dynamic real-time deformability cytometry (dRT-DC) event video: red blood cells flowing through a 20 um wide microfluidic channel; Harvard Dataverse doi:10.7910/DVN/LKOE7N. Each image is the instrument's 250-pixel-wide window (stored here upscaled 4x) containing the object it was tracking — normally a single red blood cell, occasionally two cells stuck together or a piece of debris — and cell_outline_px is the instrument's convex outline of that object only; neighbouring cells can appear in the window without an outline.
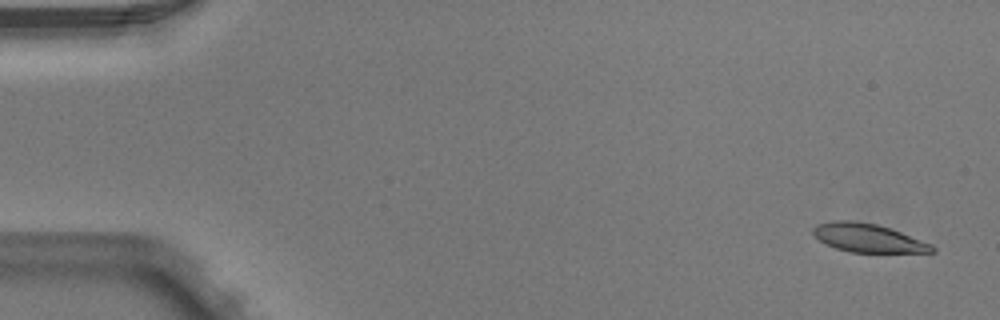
{"species": "Egyptian fruit bat (a non-hibernating species)", "species_latin": "Rousettus aegyptiacus", "temperature_condition": "warm", "stored_images_in_passage": 5, "camera_frame_rate_fps": 3000, "um_per_image_px": 0.085, "animal": {"sex": "male"}, "frame": {"image": 1, "passage_image": 1, "time_ms": 0.0, "image_size_px": [1000, 320], "cell_outline_px": [[936, 252], [848, 252], [836, 248], [820, 240], [812, 232], [812, 228], [816, 224], [832, 220], [852, 220], [876, 224], [900, 232], [932, 244], [936, 248]], "centroid_in_image_um": [73.76, 20.22], "position_along_channel_um": 11.2, "area_um2": 19.59}}
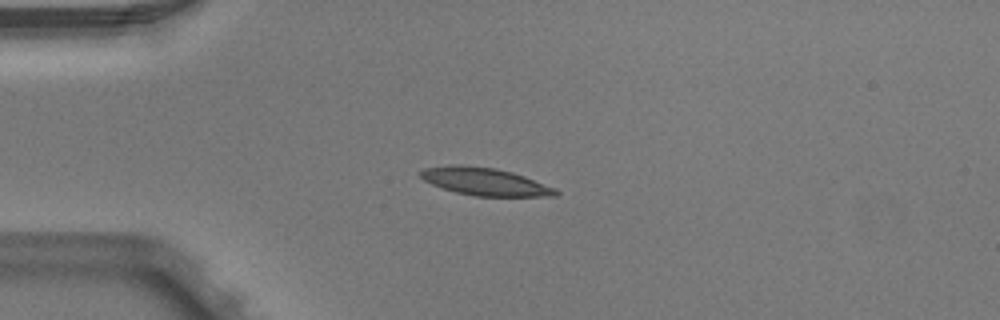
{"frame": {"image": 2, "passage_image": 4, "time_ms": 1.0, "image_size_px": [1000, 320], "cell_outline_px": [[560, 192], [556, 196], [472, 196], [456, 192], [432, 184], [424, 180], [416, 172], [424, 168], [456, 164], [496, 168], [512, 172], [524, 176], [556, 188]], "centroid_in_image_um": [41.21, 15.43], "position_along_channel_um": 43.8, "area_um2": 21.79}}